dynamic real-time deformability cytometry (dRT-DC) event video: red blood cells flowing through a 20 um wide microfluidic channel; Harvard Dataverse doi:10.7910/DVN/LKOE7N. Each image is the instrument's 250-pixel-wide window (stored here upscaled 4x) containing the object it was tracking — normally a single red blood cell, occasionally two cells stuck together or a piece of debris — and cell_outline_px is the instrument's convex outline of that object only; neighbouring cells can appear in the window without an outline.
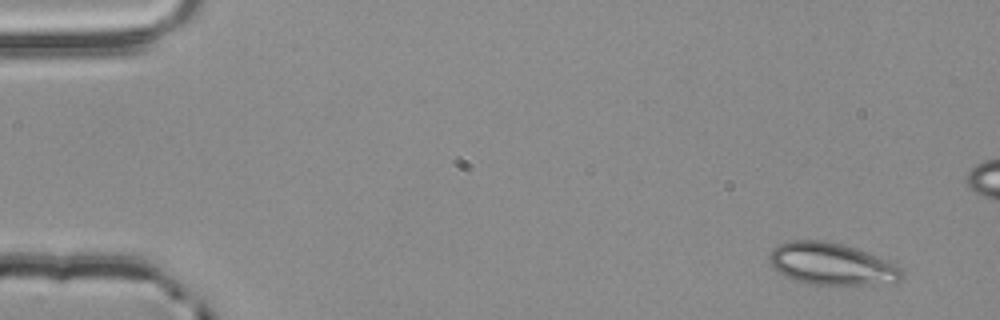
{"species": "common noctule bat (a hibernating species)", "species_latin": "Nyctalus noctula", "temperature_condition": "room temperature", "stored_images_in_passage": 3, "camera_frame_rate_fps": 3000, "um_per_image_px": 0.085, "animal": {"sex": "male", "body_mass_g": 20.4}, "frame": {"image": 1, "passage_image": 1, "time_ms": 0.0, "image_size_px": [1000, 320], "cell_outline_px": [[904, 276], [900, 280], [836, 288], [812, 284], [792, 280], [776, 272], [772, 268], [768, 260], [768, 256], [772, 248], [788, 240], [824, 240], [856, 248], [884, 260], [900, 268], [904, 272]], "centroid_in_image_um": [70.58, 22.47], "position_along_channel_um": 14.4, "area_um2": 33.0}}